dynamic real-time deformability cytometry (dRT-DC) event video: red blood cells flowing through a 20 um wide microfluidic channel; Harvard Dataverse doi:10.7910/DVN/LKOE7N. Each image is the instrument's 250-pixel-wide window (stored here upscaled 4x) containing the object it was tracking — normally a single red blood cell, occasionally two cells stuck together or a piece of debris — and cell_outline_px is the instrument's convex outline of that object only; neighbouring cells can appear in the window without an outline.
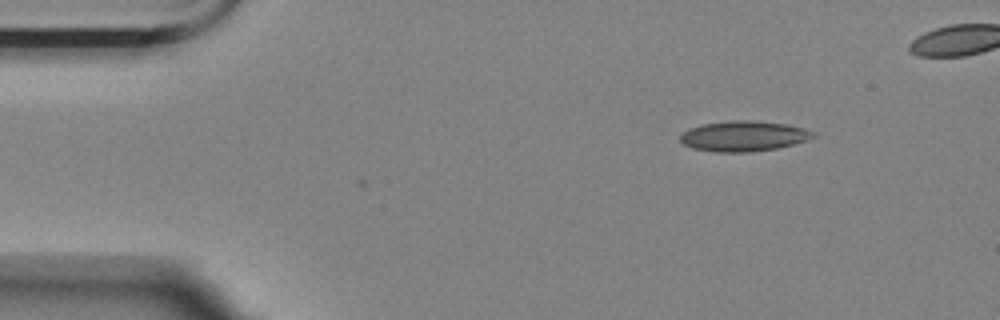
{"species": "Egyptian fruit bat (a non-hibernating species)", "species_latin": "Rousettus aegyptiacus", "temperature_condition": "room temperature", "stored_images_in_passage": 3, "camera_frame_rate_fps": 3000, "um_per_image_px": 0.085, "animal": {"sex": "female"}, "frame": {"image": 1, "passage_image": 3, "time_ms": 0.667, "image_size_px": [1000, 320], "cell_outline_px": [[816, 136], [808, 140], [776, 148], [748, 152], [716, 152], [692, 148], [684, 144], [680, 140], [680, 136], [688, 128], [704, 124], [732, 120], [748, 120], [784, 124], [804, 128], [816, 132]], "centroid_in_image_um": [63.21, 11.57], "position_along_channel_um": 21.8, "area_um2": 23.35}}